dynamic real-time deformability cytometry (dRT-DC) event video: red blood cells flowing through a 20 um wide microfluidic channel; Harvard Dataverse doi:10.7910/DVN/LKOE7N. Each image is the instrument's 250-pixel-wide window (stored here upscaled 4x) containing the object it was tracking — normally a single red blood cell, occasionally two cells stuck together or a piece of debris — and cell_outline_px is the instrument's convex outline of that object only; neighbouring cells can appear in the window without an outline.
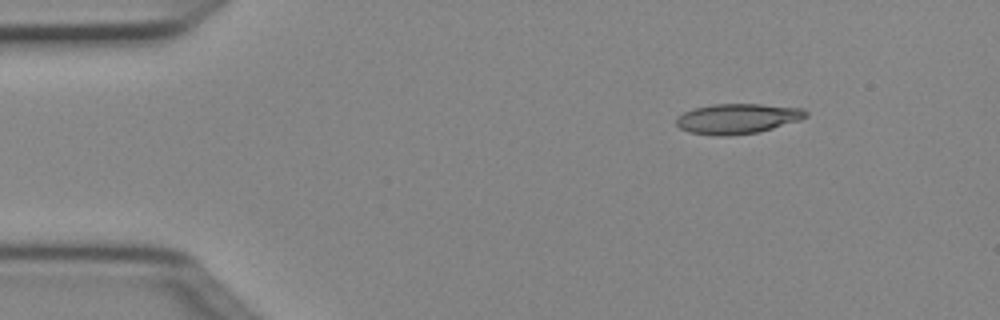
{"species": "Egyptian fruit bat (a non-hibernating species)", "species_latin": "Rousettus aegyptiacus", "temperature_condition": "cold", "stored_images_in_passage": 3, "camera_frame_rate_fps": 3000, "um_per_image_px": 0.085, "animal": {"sex": "female"}, "frame": {"image": 1, "passage_image": 1, "time_ms": 0.0, "image_size_px": [1000, 320], "cell_outline_px": [[808, 116], [800, 120], [760, 132], [688, 132], [680, 128], [676, 124], [676, 116], [692, 108], [716, 104], [760, 104], [804, 108], [808, 112]], "centroid_in_image_um": [62.75, 10.02], "position_along_channel_um": 22.2, "area_um2": 21.79}}